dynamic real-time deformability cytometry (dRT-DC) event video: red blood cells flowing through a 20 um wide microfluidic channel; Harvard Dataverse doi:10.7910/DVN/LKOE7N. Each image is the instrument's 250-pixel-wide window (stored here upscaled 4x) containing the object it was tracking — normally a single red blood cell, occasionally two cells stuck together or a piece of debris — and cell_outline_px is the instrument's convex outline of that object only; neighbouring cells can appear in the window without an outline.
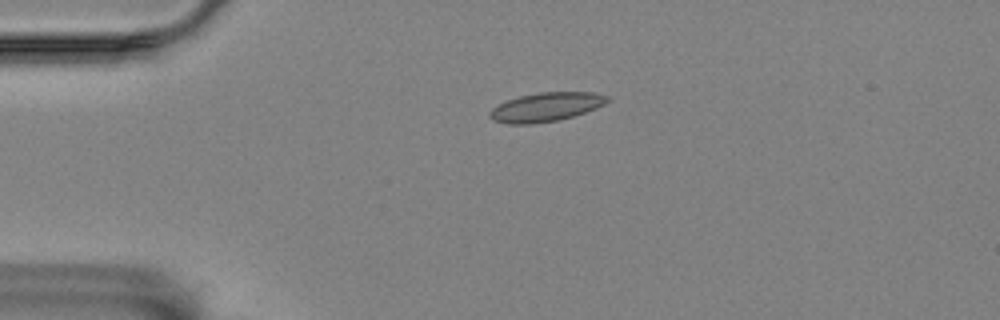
{"species": "Egyptian fruit bat (a non-hibernating species)", "species_latin": "Rousettus aegyptiacus", "temperature_condition": "room temperature", "stored_images_in_passage": 2, "camera_frame_rate_fps": 3000, "um_per_image_px": 0.085, "animal": {"sex": "female"}, "frame": {"image": 1, "passage_image": 1, "time_ms": 0.0, "image_size_px": [1000, 320], "cell_outline_px": [[612, 100], [596, 108], [572, 116], [556, 120], [532, 124], [508, 124], [492, 120], [488, 116], [488, 112], [492, 108], [508, 100], [520, 96], [540, 92], [592, 92], [608, 96]], "centroid_in_image_um": [46.4, 9.09], "position_along_channel_um": 38.6, "area_um2": 19.71}}